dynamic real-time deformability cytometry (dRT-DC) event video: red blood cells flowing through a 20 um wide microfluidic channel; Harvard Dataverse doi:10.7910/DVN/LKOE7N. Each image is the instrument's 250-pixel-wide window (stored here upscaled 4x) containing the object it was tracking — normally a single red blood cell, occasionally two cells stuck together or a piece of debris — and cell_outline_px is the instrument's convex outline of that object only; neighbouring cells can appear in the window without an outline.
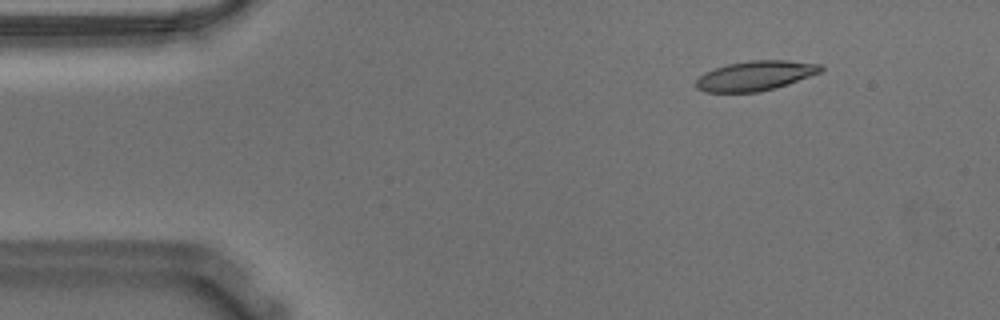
{"species": "Egyptian fruit bat (a non-hibernating species)", "species_latin": "Rousettus aegyptiacus", "temperature_condition": "warm", "stored_images_in_passage": 54, "camera_frame_rate_fps": 3000, "um_per_image_px": 0.085, "animal": {"sex": "male"}, "frame": {"image": 1, "passage_image": 5, "time_ms": 1.333, "image_size_px": [1000, 320], "cell_outline_px": [[824, 68], [820, 72], [788, 84], [776, 88], [756, 92], [704, 92], [696, 88], [696, 80], [704, 72], [728, 64], [748, 60], [784, 60], [820, 64]], "centroid_in_image_um": [64.18, 6.44], "position_along_channel_um": 20.8, "area_um2": 21.5}}
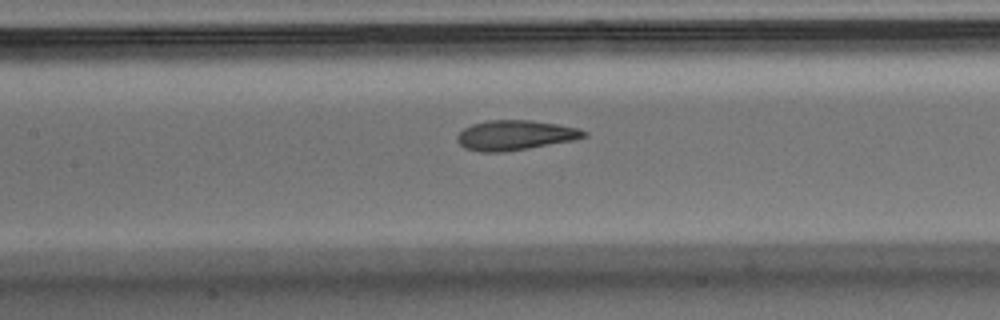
{"frame": {"image": 2, "passage_image": 23, "time_ms": 7.333, "image_size_px": [1000, 320], "cell_outline_px": [[588, 136], [576, 140], [504, 152], [480, 152], [464, 148], [456, 140], [456, 136], [464, 128], [472, 124], [488, 120], [532, 120], [580, 128], [588, 132]], "centroid_in_image_um": [43.81, 11.49], "position_along_channel_um": 163.6, "area_um2": 22.25}}
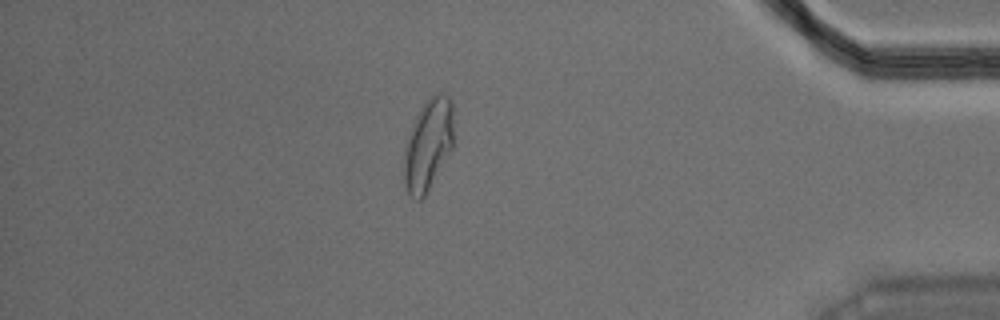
{"frame": {"image": 3, "passage_image": 46, "time_ms": 15.0, "image_size_px": [1000, 320], "cell_outline_px": [[452, 148], [424, 196], [420, 200], [416, 200], [408, 192], [404, 184], [404, 144], [412, 124], [420, 108], [436, 92], [444, 92], [452, 100]], "centroid_in_image_um": [36.37, 12.26], "position_along_channel_um": 398.8, "area_um2": 26.18}, "authors_computed_cell_mechanics": {"area_um2": 22.3975, "velocity_mm_per_s": 3.5871, "shape_relaxation_time_tau1_ms": 5.695, "shape_relaxation_time_tau2_ms": 1.3447, "deformation_change_tau1": 0.2154, "deformation_change_tau2": 0.0953}}